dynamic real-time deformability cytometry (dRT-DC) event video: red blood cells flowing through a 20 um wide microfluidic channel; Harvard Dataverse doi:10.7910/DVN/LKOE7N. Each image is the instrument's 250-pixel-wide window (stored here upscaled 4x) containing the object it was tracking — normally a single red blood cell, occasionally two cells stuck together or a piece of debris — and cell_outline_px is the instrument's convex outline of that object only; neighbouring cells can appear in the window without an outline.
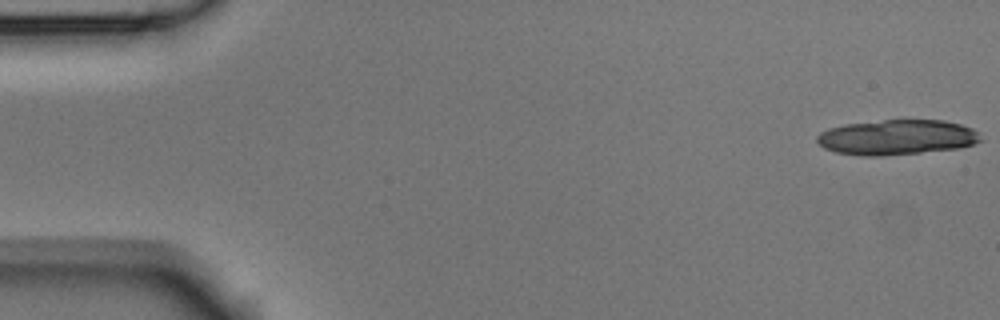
{"species": "Egyptian fruit bat (a non-hibernating species)", "species_latin": "Rousettus aegyptiacus", "temperature_condition": "room temperature", "stored_images_in_passage": 7, "camera_frame_rate_fps": 3000, "um_per_image_px": 0.085, "animal": {"sex": "male"}, "frame": {"image": 1, "passage_image": 1, "time_ms": 0.0, "image_size_px": [1000, 320], "cell_outline_px": [[984, 140], [976, 144], [960, 148], [880, 156], [864, 156], [836, 152], [824, 148], [816, 140], [816, 136], [820, 132], [828, 128], [844, 124], [884, 120], [944, 120], [960, 124], [972, 128]], "centroid_in_image_um": [76.24, 11.67], "position_along_channel_um": 8.8, "area_um2": 33.58}}
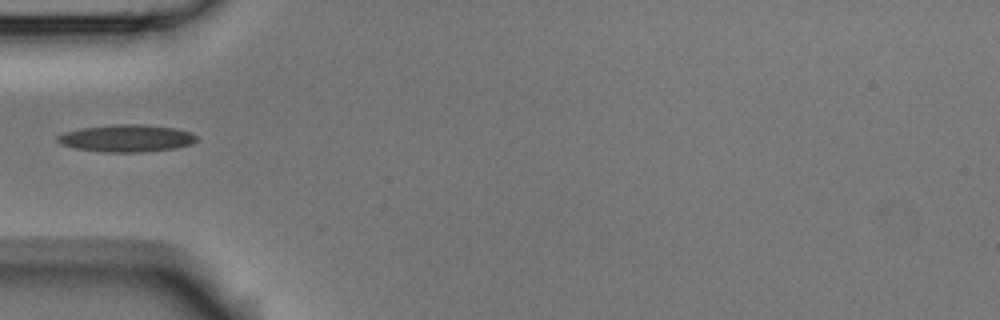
{"frame": {"image": 2, "passage_image": 6, "time_ms": 1.667, "image_size_px": [1000, 320], "cell_outline_px": [[196, 140], [192, 144], [176, 148], [140, 152], [104, 152], [76, 148], [60, 144], [56, 140], [56, 136], [64, 132], [80, 128], [112, 124], [144, 124], [176, 128], [192, 132], [196, 136]], "centroid_in_image_um": [10.75, 11.74], "position_along_channel_um": 74.2, "area_um2": 22.25}}
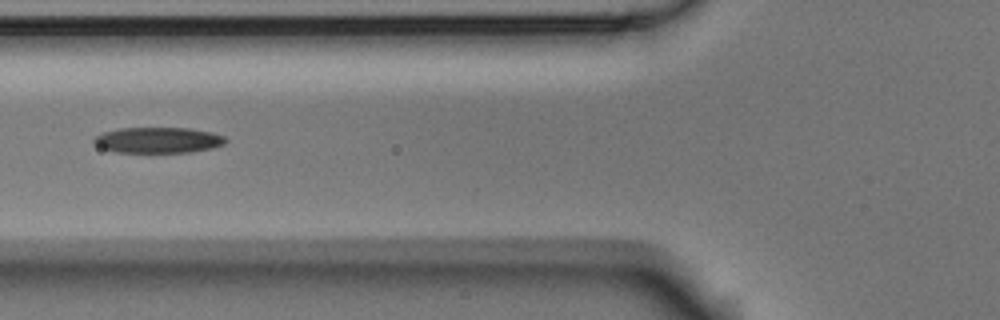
{"frame": {"image": 3, "passage_image": 7, "time_ms": 2.0, "image_size_px": [1000, 320], "cell_outline_px": [[228, 140], [224, 144], [212, 148], [192, 152], [116, 152], [100, 148], [92, 140], [96, 136], [104, 132], [120, 128], [188, 128], [212, 132], [224, 136]], "centroid_in_image_um": [13.46, 11.91], "position_along_channel_um": 112.3, "area_um2": 19.77}}